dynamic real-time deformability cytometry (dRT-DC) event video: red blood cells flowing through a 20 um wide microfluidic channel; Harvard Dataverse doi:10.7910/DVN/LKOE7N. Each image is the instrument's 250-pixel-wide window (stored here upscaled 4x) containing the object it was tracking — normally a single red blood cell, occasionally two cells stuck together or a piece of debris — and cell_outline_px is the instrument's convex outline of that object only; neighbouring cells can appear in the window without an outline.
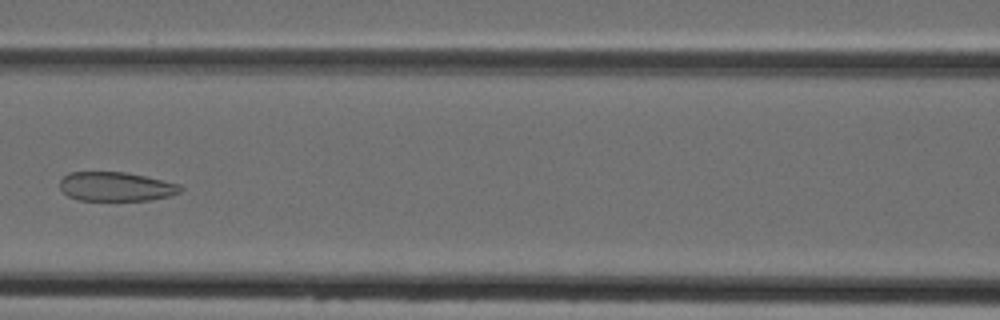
{"species": "Egyptian fruit bat (a non-hibernating species)", "species_latin": "Rousettus aegyptiacus", "temperature_condition": "cold", "stored_images_in_passage": 5, "camera_frame_rate_fps": 3000, "um_per_image_px": 0.085, "animal": {"sex": "female"}, "frame": {"image": 1, "passage_image": 5, "time_ms": 4.667, "image_size_px": [1000, 320], "cell_outline_px": [[184, 188], [180, 192], [168, 196], [148, 200], [80, 200], [68, 196], [60, 188], [60, 180], [68, 172], [124, 172], [144, 176], [180, 184]], "centroid_in_image_um": [9.85, 15.85], "position_along_channel_um": 156.8, "area_um2": 20.35}}